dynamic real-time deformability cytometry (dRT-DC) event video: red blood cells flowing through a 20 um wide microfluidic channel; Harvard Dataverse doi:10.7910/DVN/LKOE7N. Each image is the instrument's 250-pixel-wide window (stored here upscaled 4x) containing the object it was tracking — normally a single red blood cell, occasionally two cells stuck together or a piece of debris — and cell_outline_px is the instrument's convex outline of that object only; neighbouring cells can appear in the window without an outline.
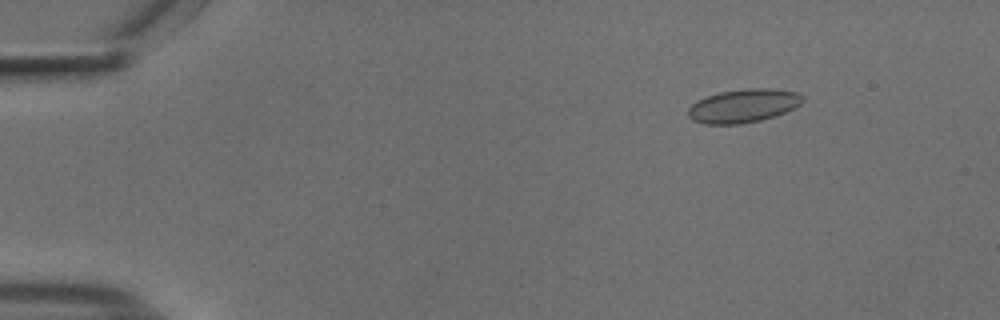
{"species": "common noctule bat (a hibernating species)", "species_latin": "Nyctalus noctula", "temperature_condition": "cold", "stored_images_in_passage": 55, "camera_frame_rate_fps": 3000, "um_per_image_px": 0.085, "animal": {"sex": "male", "body_mass_g": 18.8}, "frame": {"image": 1, "passage_image": 8, "time_ms": 2.333, "image_size_px": [1000, 320], "cell_outline_px": [[804, 100], [796, 108], [760, 120], [740, 124], [704, 124], [692, 120], [688, 116], [688, 108], [696, 100], [720, 92], [748, 88], [768, 88], [796, 92], [804, 96]], "centroid_in_image_um": [63.17, 8.99], "position_along_channel_um": 21.8, "area_um2": 22.31}}
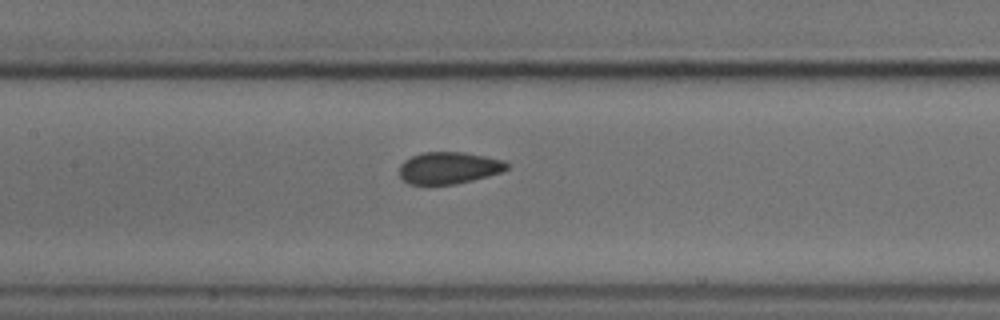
{"frame": {"image": 2, "passage_image": 27, "time_ms": 8.667, "image_size_px": [1000, 320], "cell_outline_px": [[508, 168], [500, 172], [488, 176], [456, 184], [408, 184], [400, 176], [400, 164], [404, 160], [412, 156], [424, 152], [464, 152], [504, 160], [508, 164]], "centroid_in_image_um": [38.14, 14.27], "position_along_channel_um": 169.3, "area_um2": 19.88}}
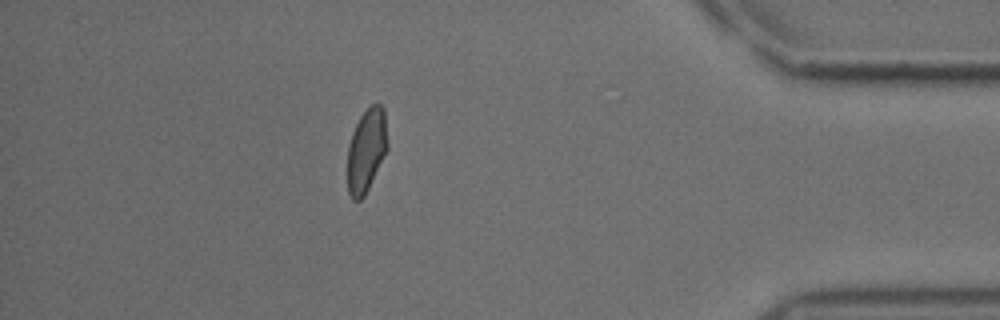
{"frame": {"image": 3, "passage_image": 49, "time_ms": 16.0, "image_size_px": [1000, 320], "cell_outline_px": [[388, 148], [364, 196], [360, 200], [352, 200], [348, 192], [348, 144], [352, 132], [360, 116], [372, 104], [380, 104], [384, 108], [388, 144]], "centroid_in_image_um": [31.14, 12.77], "position_along_channel_um": 404.1, "area_um2": 19.36}, "authors_computed_cell_mechanics": {"area_um2": 20.808, "velocity_mm_per_s": 3.7257, "shape_relaxation_time_tau1_ms": 7.5508, "shape_relaxation_time_tau2_ms": 1.026, "deformation_change_tau1": 0.1377, "deformation_change_tau2": 0.0548}}